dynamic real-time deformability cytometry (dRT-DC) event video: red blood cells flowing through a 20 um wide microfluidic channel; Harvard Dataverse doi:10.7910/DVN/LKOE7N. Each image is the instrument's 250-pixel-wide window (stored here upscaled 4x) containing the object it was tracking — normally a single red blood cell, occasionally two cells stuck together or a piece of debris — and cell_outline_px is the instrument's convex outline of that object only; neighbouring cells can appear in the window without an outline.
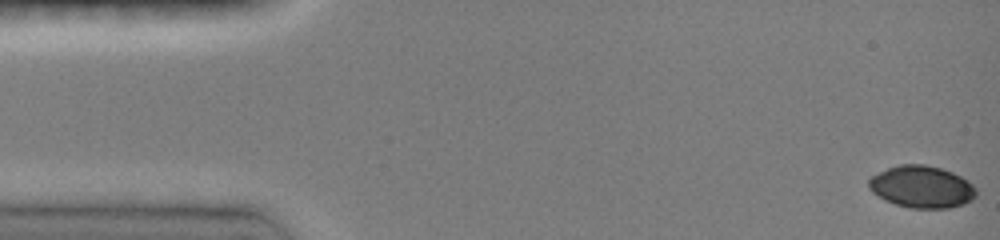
{"species": "common noctule bat (a hibernating species)", "species_latin": "Nyctalus noctula", "temperature_condition": "room temperature", "stored_images_in_passage": 8, "camera_frame_rate_fps": 3000, "um_per_image_px": 0.085, "animal": {"sex": "female", "body_mass_g": 19.0, "forearm_length_mm": 51.5}, "frame": {"image": 1, "passage_image": 1, "time_ms": 0.0, "image_size_px": [1000, 240], "cell_outline_px": [[976, 196], [972, 200], [964, 204], [948, 208], [908, 208], [884, 200], [872, 192], [868, 188], [868, 180], [872, 176], [888, 168], [900, 164], [924, 164], [940, 168], [952, 172], [968, 180], [976, 188]], "centroid_in_image_um": [78.35, 15.89], "position_along_channel_um": 6.7, "area_um2": 26.41}}
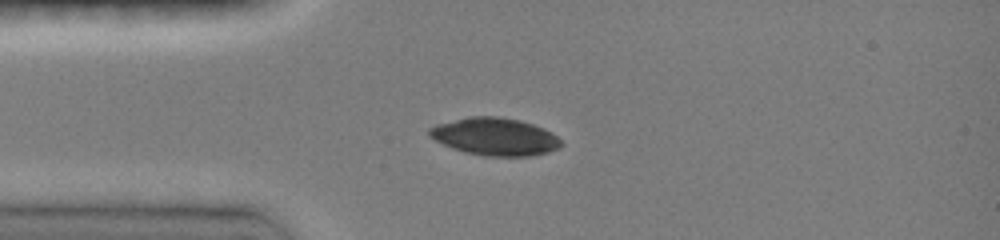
{"frame": {"image": 2, "passage_image": 6, "time_ms": 3.667, "image_size_px": [1000, 240], "cell_outline_px": [[564, 144], [560, 148], [548, 152], [532, 156], [484, 156], [464, 152], [452, 148], [428, 136], [428, 128], [436, 124], [468, 116], [500, 116], [520, 120], [544, 128], [552, 132]], "centroid_in_image_um": [42.07, 11.61], "position_along_channel_um": 42.9, "area_um2": 29.13}}